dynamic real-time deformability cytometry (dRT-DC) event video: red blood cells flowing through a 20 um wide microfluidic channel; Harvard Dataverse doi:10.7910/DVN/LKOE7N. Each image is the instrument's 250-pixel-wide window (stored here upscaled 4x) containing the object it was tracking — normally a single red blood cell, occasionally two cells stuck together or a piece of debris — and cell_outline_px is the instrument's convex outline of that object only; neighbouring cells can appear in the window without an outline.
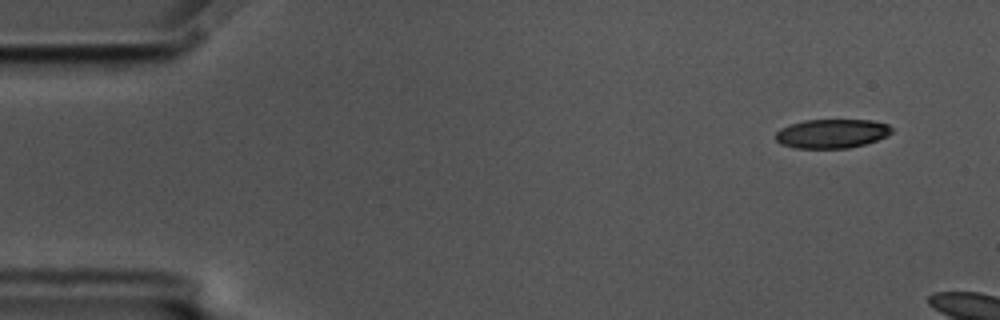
{"species": "common noctule bat (a hibernating species)", "species_latin": "Nyctalus noctula", "temperature_condition": "cold", "stored_images_in_passage": 10, "camera_frame_rate_fps": 3000, "um_per_image_px": 0.085, "animal": {"sex": "male", "body_mass_g": 17.5, "forearm_length_mm": 52.3}, "frame": {"image": 1, "passage_image": 5, "time_ms": 1.333, "image_size_px": [1000, 320], "cell_outline_px": [[892, 132], [888, 136], [864, 144], [848, 148], [796, 148], [780, 144], [776, 140], [776, 132], [780, 128], [788, 124], [804, 120], [872, 120], [888, 124], [892, 128]], "centroid_in_image_um": [70.69, 11.35], "position_along_channel_um": 14.3, "area_um2": 19.77}}